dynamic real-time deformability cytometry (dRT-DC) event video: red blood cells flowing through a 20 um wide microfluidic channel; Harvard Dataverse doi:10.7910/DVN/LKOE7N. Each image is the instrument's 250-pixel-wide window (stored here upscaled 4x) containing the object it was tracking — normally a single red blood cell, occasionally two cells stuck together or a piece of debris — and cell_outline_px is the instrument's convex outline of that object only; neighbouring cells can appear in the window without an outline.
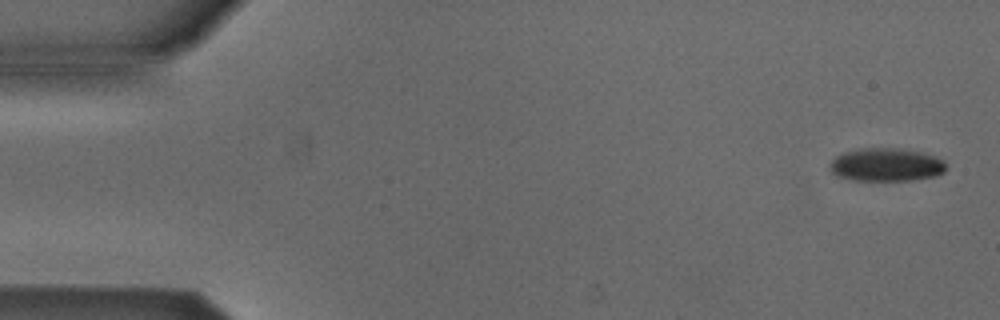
{"species": "Egyptian fruit bat (a non-hibernating species)", "species_latin": "Rousettus aegyptiacus", "temperature_condition": "cold", "stored_images_in_passage": 4, "camera_frame_rate_fps": 3000, "um_per_image_px": 0.085, "animal": {"sex": "male"}, "frame": {"image": 1, "passage_image": 1, "time_ms": 0.0, "image_size_px": [1000, 320], "cell_outline_px": [[948, 168], [944, 172], [936, 176], [912, 180], [852, 180], [836, 176], [832, 172], [828, 164], [836, 156], [844, 152], [860, 148], [908, 148], [936, 156], [944, 160]], "centroid_in_image_um": [75.36, 13.99], "position_along_channel_um": 9.6, "area_um2": 22.89}}
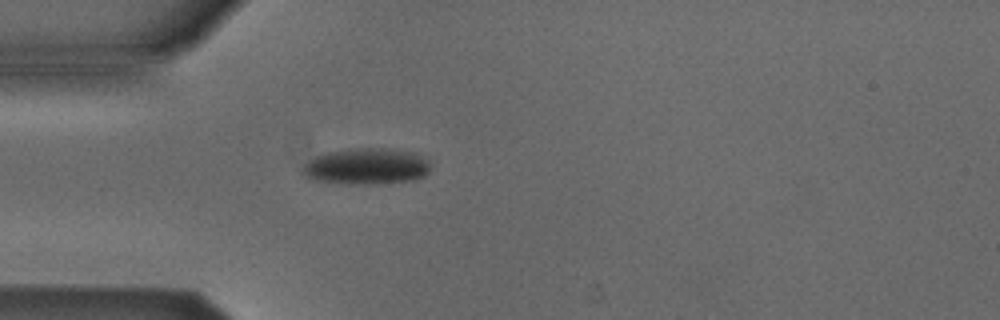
{"frame": {"image": 2, "passage_image": 4, "time_ms": 1.0, "image_size_px": [1000, 320], "cell_outline_px": [[428, 172], [424, 176], [412, 180], [364, 184], [348, 184], [312, 180], [300, 172], [304, 164], [316, 156], [328, 152], [360, 148], [380, 148], [412, 152], [428, 160]], "centroid_in_image_um": [31.1, 14.15], "position_along_channel_um": 53.9, "area_um2": 26.59}}